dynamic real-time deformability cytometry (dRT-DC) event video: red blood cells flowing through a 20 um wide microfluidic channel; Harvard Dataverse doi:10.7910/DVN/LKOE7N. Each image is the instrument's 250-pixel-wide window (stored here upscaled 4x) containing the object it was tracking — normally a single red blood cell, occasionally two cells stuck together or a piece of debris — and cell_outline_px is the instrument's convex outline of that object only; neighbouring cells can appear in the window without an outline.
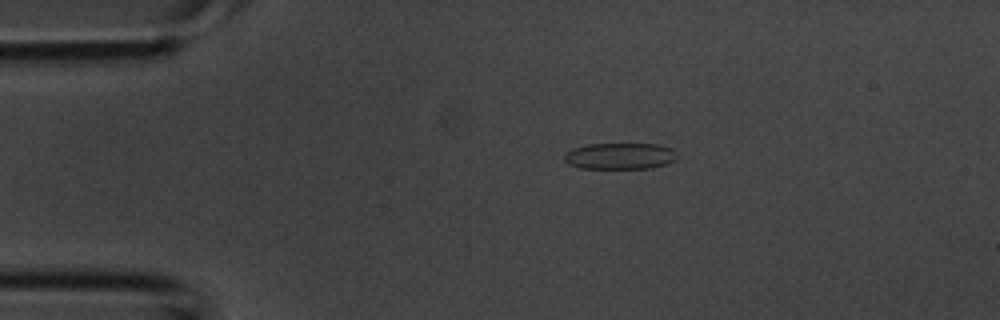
{"species": "common noctule bat (a hibernating species)", "species_latin": "Nyctalus noctula", "temperature_condition": "room temperature", "stored_images_in_passage": 3, "camera_frame_rate_fps": 3000, "um_per_image_px": 0.085, "animal": {"sex": "male", "body_mass_g": 20.1, "forearm_length_mm": 53.5}, "frame": {"image": 1, "passage_image": 3, "time_ms": 0.667, "image_size_px": [1000, 320], "cell_outline_px": [[676, 156], [672, 160], [664, 164], [652, 168], [580, 168], [568, 164], [564, 160], [564, 156], [572, 148], [588, 144], [660, 144], [672, 148]], "centroid_in_image_um": [52.66, 13.26], "position_along_channel_um": 32.3, "area_um2": 17.17}}